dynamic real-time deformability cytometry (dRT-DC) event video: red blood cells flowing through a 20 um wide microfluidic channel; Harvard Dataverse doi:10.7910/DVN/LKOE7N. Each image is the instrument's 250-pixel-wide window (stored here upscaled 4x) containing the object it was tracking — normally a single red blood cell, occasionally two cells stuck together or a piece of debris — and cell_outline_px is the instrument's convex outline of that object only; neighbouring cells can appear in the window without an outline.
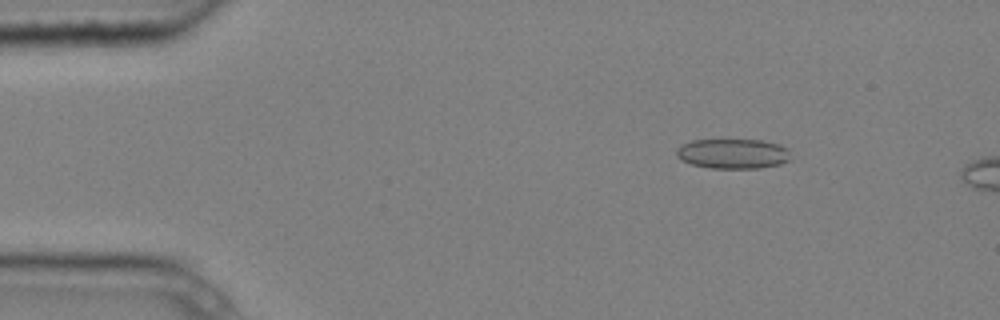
{"species": "common noctule bat (a hibernating species)", "species_latin": "Nyctalus noctula", "temperature_condition": "cold", "stored_images_in_passage": 5, "camera_frame_rate_fps": 3000, "um_per_image_px": 0.085, "animal": {"sex": "male", "body_mass_g": 20.4}, "frame": {"image": 1, "passage_image": 3, "time_ms": 0.667, "image_size_px": [1000, 320], "cell_outline_px": [[792, 160], [780, 164], [760, 168], [708, 168], [692, 164], [680, 160], [676, 156], [676, 148], [680, 144], [692, 140], [760, 140], [780, 144], [788, 148]], "centroid_in_image_um": [62.3, 13.06], "position_along_channel_um": 22.7, "area_um2": 20.23}}